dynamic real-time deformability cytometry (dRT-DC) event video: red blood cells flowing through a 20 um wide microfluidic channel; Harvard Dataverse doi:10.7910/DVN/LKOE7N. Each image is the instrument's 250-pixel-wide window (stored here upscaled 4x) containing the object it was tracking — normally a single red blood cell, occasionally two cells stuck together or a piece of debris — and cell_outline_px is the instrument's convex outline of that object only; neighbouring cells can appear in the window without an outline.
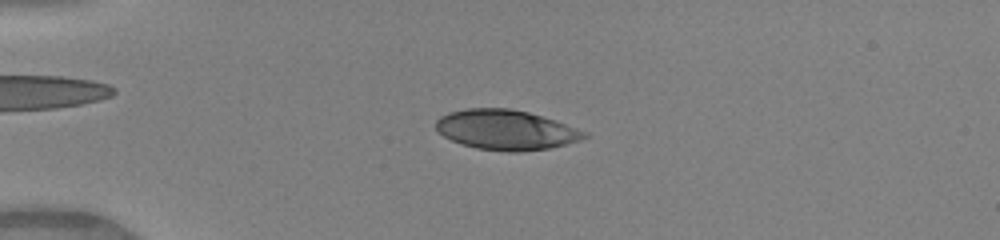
{"species": "human", "species_latin": "Homo sapiens", "temperature_condition": "warm", "stored_images_in_passage": 36, "camera_frame_rate_fps": 3000, "um_per_image_px": 0.085, "donor": {"sex": "female"}, "frame": {"image": 1, "passage_image": 7, "time_ms": 2.0, "image_size_px": [1000, 240], "cell_outline_px": [[588, 136], [580, 140], [548, 148], [516, 152], [508, 152], [476, 148], [452, 140], [444, 136], [436, 128], [436, 120], [440, 116], [448, 112], [464, 108], [508, 108], [528, 112], [588, 132]], "centroid_in_image_um": [42.97, 11.03], "position_along_channel_um": 42.0, "area_um2": 34.16}}
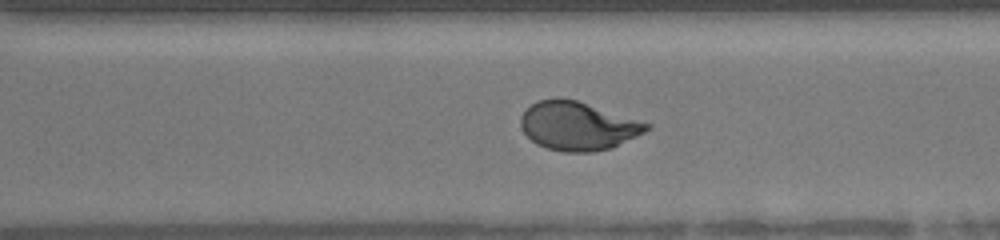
{"frame": {"image": 2, "passage_image": 25, "time_ms": 8.0, "image_size_px": [1000, 240], "cell_outline_px": [[652, 128], [612, 148], [592, 152], [564, 152], [548, 148], [536, 144], [524, 132], [520, 124], [520, 116], [536, 100], [576, 100], [652, 124]], "centroid_in_image_um": [49.14, 10.73], "position_along_channel_um": 321.5, "area_um2": 35.08}}
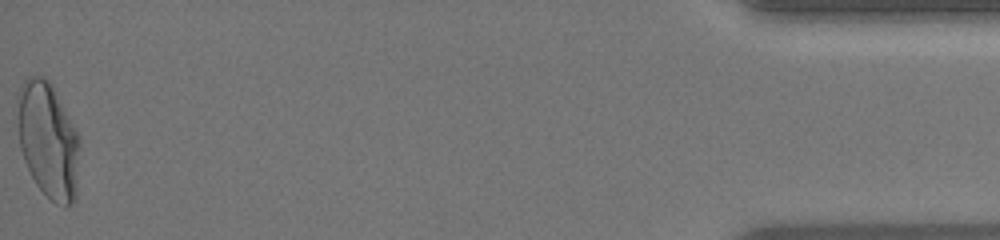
{"frame": {"image": 3, "passage_image": 36, "time_ms": 11.667, "image_size_px": [1000, 240], "cell_outline_px": [[80, 144], [76, 200], [72, 204], [64, 208], [56, 204], [36, 184], [24, 160], [20, 148], [16, 100], [16, 92], [24, 80], [28, 76], [44, 76], [52, 84], [80, 136]], "centroid_in_image_um": [4.1, 11.9], "position_along_channel_um": 431.1, "area_um2": 42.71}}